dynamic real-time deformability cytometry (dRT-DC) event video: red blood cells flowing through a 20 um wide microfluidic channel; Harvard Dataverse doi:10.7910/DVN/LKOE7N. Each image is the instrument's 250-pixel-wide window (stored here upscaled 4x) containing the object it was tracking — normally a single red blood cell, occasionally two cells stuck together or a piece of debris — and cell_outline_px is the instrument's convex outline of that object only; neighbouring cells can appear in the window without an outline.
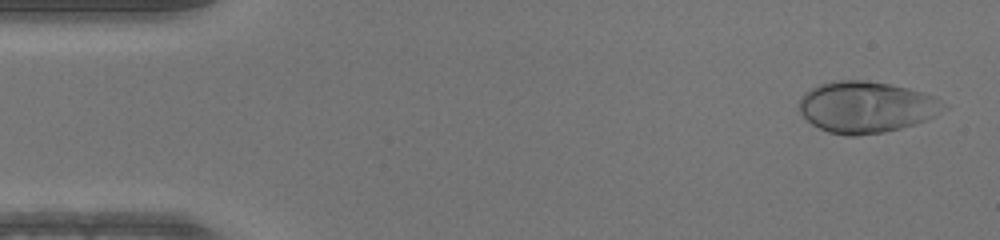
{"species": "human", "species_latin": "Homo sapiens", "temperature_condition": "warm", "stored_images_in_passage": 49, "camera_frame_rate_fps": 3000, "um_per_image_px": 0.085, "donor": {"sex": "male"}, "frame": {"image": 1, "passage_image": 2, "time_ms": 0.333, "image_size_px": [1000, 240], "cell_outline_px": [[948, 108], [916, 124], [884, 132], [856, 136], [844, 136], [828, 132], [812, 124], [800, 112], [800, 96], [812, 88], [820, 84], [832, 80], [864, 80], [888, 84], [908, 88], [936, 96]], "centroid_in_image_um": [73.62, 9.1], "position_along_channel_um": 11.4, "area_um2": 43.18}}
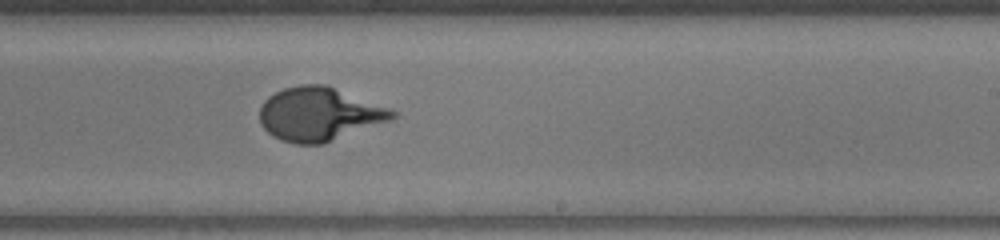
{"frame": {"image": 2, "passage_image": 29, "time_ms": 9.333, "image_size_px": [1000, 240], "cell_outline_px": [[400, 112], [392, 120], [324, 144], [296, 144], [280, 140], [272, 136], [260, 124], [260, 104], [268, 96], [284, 88], [300, 84], [324, 84]], "centroid_in_image_um": [27.13, 9.71], "position_along_channel_um": 261.9, "area_um2": 41.62}}
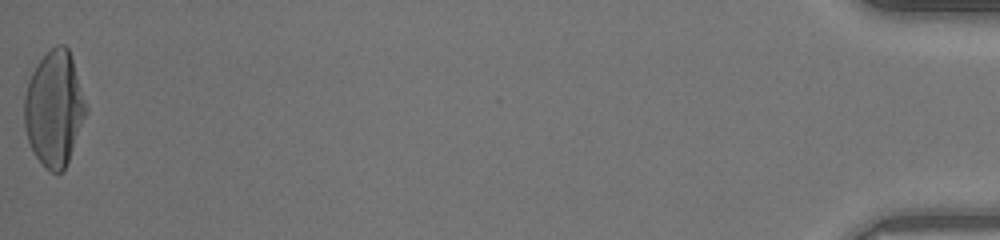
{"frame": {"image": 3, "passage_image": 49, "time_ms": 16.0, "image_size_px": [1000, 240], "cell_outline_px": [[88, 112], [68, 160], [64, 168], [60, 172], [52, 172], [44, 168], [36, 156], [28, 140], [24, 128], [24, 96], [32, 72], [36, 64], [56, 44], [64, 44], [68, 48], [88, 108]], "centroid_in_image_um": [4.61, 9.24], "position_along_channel_um": 430.6, "area_um2": 41.1}}